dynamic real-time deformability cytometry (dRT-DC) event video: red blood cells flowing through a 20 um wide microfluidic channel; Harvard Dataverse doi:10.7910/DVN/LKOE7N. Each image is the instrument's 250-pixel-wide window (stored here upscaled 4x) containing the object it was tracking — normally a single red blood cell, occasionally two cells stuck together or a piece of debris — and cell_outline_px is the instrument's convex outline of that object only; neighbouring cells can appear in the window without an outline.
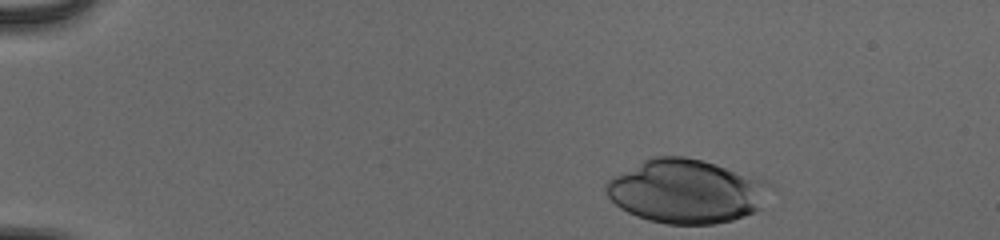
{"species": "human", "species_latin": "Homo sapiens", "temperature_condition": "cold", "stored_images_in_passage": 41, "camera_frame_rate_fps": 3000, "um_per_image_px": 0.085, "donor": {"sex": "male"}, "frame": {"image": 1, "passage_image": 1, "time_ms": 0.0, "image_size_px": [1000, 240], "cell_outline_px": [[776, 184], [760, 208], [744, 216], [732, 220], [712, 224], [668, 224], [648, 220], [636, 216], [620, 208], [608, 196], [604, 188], [604, 184], [612, 176], [652, 156], [684, 156], [716, 164]], "centroid_in_image_um": [58.34, 16.26], "position_along_channel_um": 26.7, "area_um2": 61.04}}